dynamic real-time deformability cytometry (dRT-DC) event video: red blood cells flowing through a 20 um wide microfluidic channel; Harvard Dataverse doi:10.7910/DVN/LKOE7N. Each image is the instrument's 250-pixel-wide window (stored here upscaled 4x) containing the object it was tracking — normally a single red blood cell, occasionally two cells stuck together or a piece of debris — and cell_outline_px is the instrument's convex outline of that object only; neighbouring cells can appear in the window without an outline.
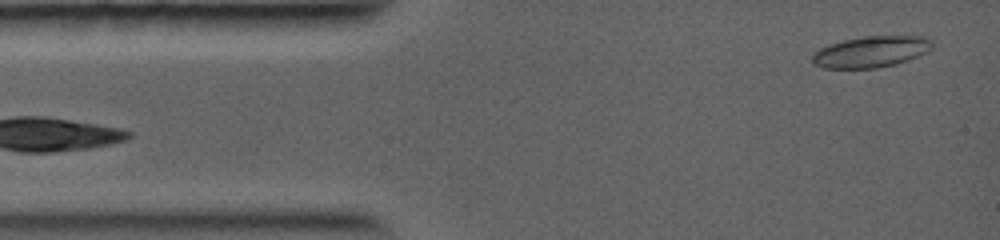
{"species": "common noctule bat (a hibernating species)", "species_latin": "Nyctalus noctula", "temperature_condition": "warm", "stored_images_in_passage": 4, "segment_of_instrument_passage": [2, 2], "camera_frame_rate_fps": 5000, "um_per_image_px": 0.085, "animal": {"sex": "female", "body_mass_g": 19.0, "forearm_length_mm": 56.7}, "frame": {"image": 1, "passage_image": 4, "time_ms": 2.4, "image_size_px": [1000, 240], "cell_outline_px": [[932, 48], [928, 52], [908, 60], [896, 64], [876, 68], [824, 68], [812, 64], [812, 52], [828, 44], [844, 40], [864, 36], [924, 36], [932, 40]], "centroid_in_image_um": [74.02, 4.4], "position_along_channel_um": 11.0, "area_um2": 22.02}}